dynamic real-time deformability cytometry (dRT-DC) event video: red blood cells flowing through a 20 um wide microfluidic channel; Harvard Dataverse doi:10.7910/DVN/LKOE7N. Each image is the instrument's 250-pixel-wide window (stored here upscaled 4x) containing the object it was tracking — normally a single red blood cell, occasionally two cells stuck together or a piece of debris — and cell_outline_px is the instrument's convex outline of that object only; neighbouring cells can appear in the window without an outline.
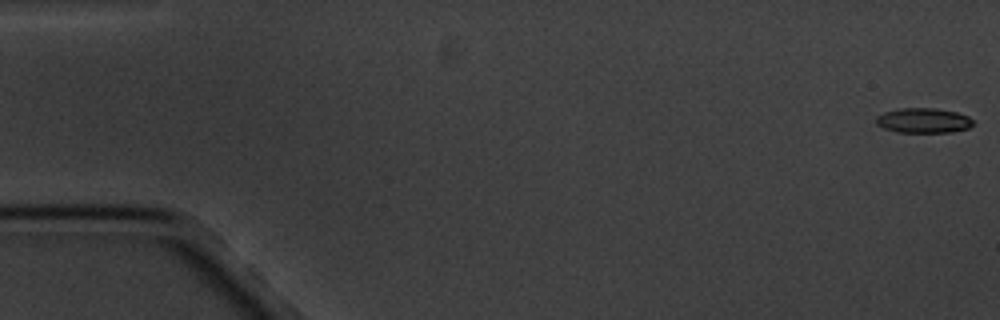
{"species": "common noctule bat (a hibernating species)", "species_latin": "Nyctalus noctula", "temperature_condition": "cold", "stored_images_in_passage": 13, "camera_frame_rate_fps": 3000, "um_per_image_px": 0.085, "animal": {"sex": "male", "body_mass_g": 20.1, "forearm_length_mm": 53.5}, "frame": {"image": 1, "passage_image": 1, "time_ms": 0.0, "image_size_px": [1000, 320], "cell_outline_px": [[972, 124], [968, 128], [952, 132], [896, 132], [884, 128], [876, 124], [876, 116], [884, 112], [900, 108], [936, 108], [956, 112], [968, 116], [972, 120]], "centroid_in_image_um": [78.46, 10.24], "position_along_channel_um": 6.5, "area_um2": 14.05}}
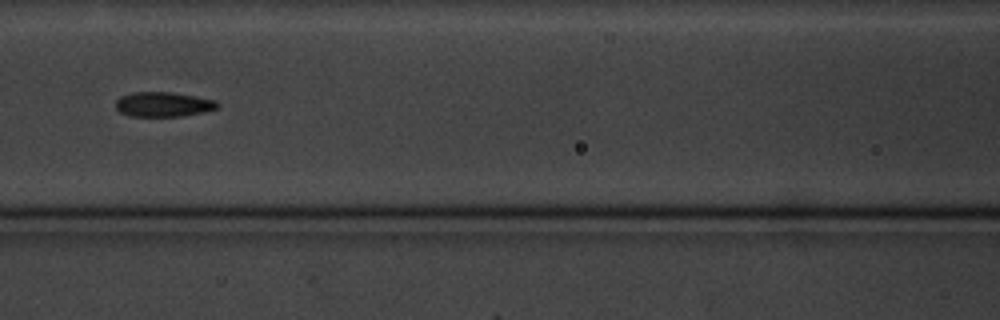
{"frame": {"image": 2, "passage_image": 8, "time_ms": 8.333, "image_size_px": [1000, 320], "cell_outline_px": [[220, 104], [216, 108], [204, 112], [180, 116], [128, 116], [120, 112], [116, 108], [116, 100], [120, 96], [132, 92], [172, 92], [216, 100]], "centroid_in_image_um": [13.86, 8.86], "position_along_channel_um": 152.7, "area_um2": 14.68}}
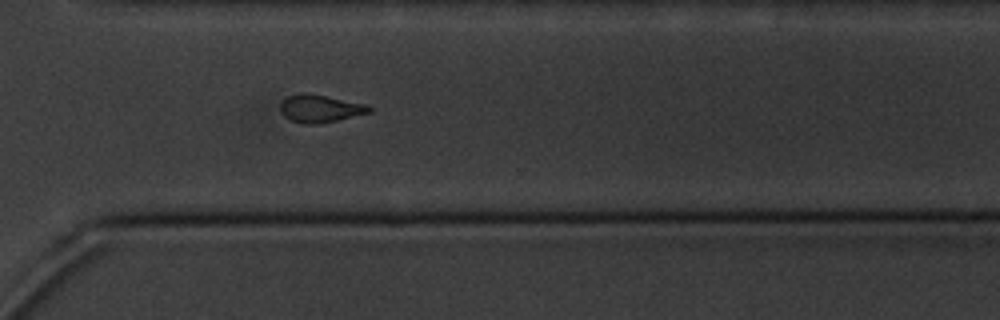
{"frame": {"image": 3, "passage_image": 13, "time_ms": 14.0, "image_size_px": [1000, 320], "cell_outline_px": [[372, 112], [320, 124], [304, 124], [288, 120], [280, 112], [280, 104], [288, 96], [300, 92], [304, 92], [368, 104], [372, 108]], "centroid_in_image_um": [27.2, 9.23], "position_along_channel_um": 343.4, "area_um2": 14.51}}